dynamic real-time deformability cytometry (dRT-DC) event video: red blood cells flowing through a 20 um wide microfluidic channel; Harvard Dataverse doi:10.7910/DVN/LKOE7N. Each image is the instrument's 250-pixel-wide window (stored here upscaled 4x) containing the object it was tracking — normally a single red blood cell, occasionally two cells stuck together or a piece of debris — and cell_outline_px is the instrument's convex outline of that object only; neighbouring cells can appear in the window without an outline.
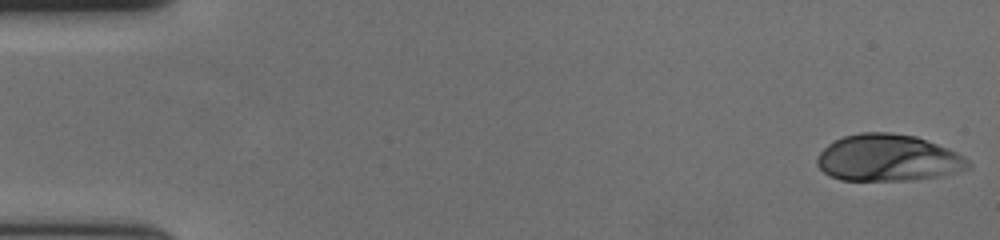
{"species": "human", "species_latin": "Homo sapiens", "temperature_condition": "cold", "stored_images_in_passage": 57, "camera_frame_rate_fps": 3000, "um_per_image_px": 0.085, "donor": {"sex": "female"}, "frame": {"image": 1, "passage_image": 1, "time_ms": 0.0, "image_size_px": [1000, 240], "cell_outline_px": [[972, 164], [968, 168], [956, 172], [936, 176], [912, 180], [840, 180], [824, 172], [816, 164], [816, 156], [828, 144], [844, 136], [860, 132], [888, 132], [916, 136], [956, 152], [964, 156]], "centroid_in_image_um": [75.45, 13.42], "position_along_channel_um": 9.5, "area_um2": 40.98}}
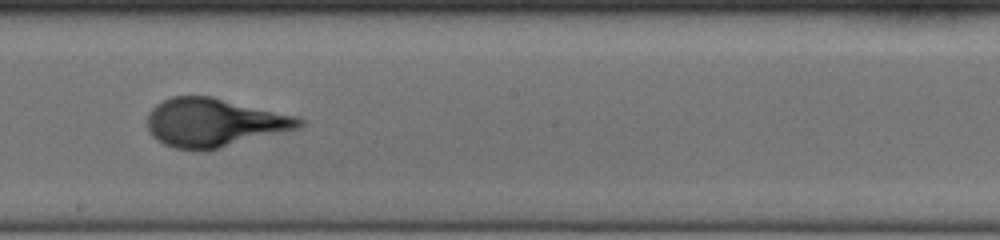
{"frame": {"image": 2, "passage_image": 32, "time_ms": 10.333, "image_size_px": [1000, 240], "cell_outline_px": [[304, 124], [300, 128], [204, 152], [200, 152], [176, 148], [164, 144], [152, 136], [148, 128], [148, 112], [156, 104], [172, 96], [212, 96], [296, 116], [304, 120]], "centroid_in_image_um": [18.19, 10.43], "position_along_channel_um": 230.0, "area_um2": 43.06}}
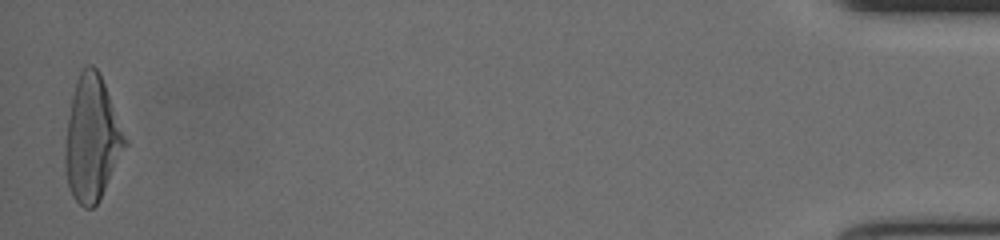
{"frame": {"image": 3, "passage_image": 56, "time_ms": 18.333, "image_size_px": [1000, 240], "cell_outline_px": [[128, 144], [100, 200], [92, 208], [84, 208], [72, 196], [68, 184], [64, 168], [64, 156], [68, 120], [72, 96], [76, 80], [84, 64], [92, 64], [96, 68], [104, 84]], "centroid_in_image_um": [7.8, 11.83], "position_along_channel_um": 427.4, "area_um2": 43.12}}